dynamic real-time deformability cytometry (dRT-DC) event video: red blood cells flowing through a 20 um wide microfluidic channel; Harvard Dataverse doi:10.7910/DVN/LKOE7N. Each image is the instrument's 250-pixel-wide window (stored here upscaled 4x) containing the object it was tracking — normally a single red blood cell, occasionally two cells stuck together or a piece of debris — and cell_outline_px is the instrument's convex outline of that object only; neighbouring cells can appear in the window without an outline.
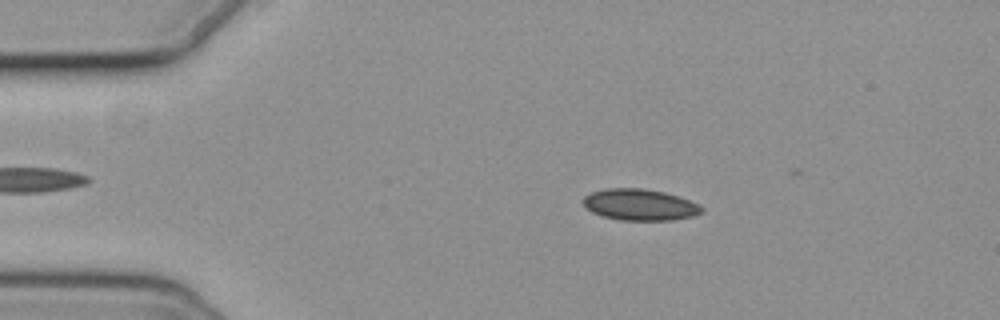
{"species": "common noctule bat (a hibernating species)", "species_latin": "Nyctalus noctula", "temperature_condition": "cold", "stored_images_in_passage": 17, "camera_frame_rate_fps": 3000, "um_per_image_px": 0.085, "animal": {"sex": "female", "body_mass_g": 19.3, "forearm_length_mm": 54.1}, "frame": {"image": 1, "passage_image": 10, "time_ms": 3.0, "image_size_px": [1000, 320], "cell_outline_px": [[704, 212], [692, 216], [672, 220], [620, 220], [604, 216], [592, 212], [584, 204], [584, 196], [592, 192], [604, 188], [644, 188], [664, 192], [700, 204], [704, 208]], "centroid_in_image_um": [54.41, 17.4], "position_along_channel_um": 30.6, "area_um2": 21.56}}